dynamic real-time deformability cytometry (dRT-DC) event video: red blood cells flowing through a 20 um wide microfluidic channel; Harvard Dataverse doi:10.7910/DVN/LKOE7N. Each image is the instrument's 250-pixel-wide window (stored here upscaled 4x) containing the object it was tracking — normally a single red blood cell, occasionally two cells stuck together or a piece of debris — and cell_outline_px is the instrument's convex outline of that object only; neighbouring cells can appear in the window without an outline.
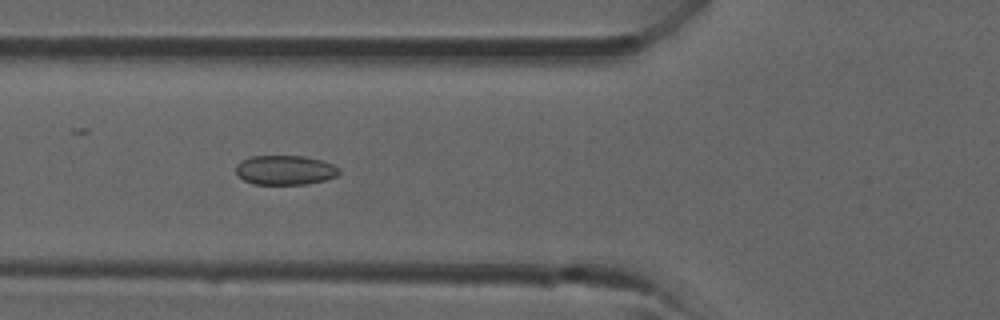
{"species": "common noctule bat (a hibernating species)", "species_latin": "Nyctalus noctula", "temperature_condition": "room temperature", "stored_images_in_passage": 30, "camera_frame_rate_fps": 3000, "um_per_image_px": 0.085, "animal": {"sex": "male", "forearm_length_mm": 52.5}, "frame": {"image": 1, "passage_image": 7, "time_ms": 2.0, "image_size_px": [1000, 320], "cell_outline_px": [[340, 172], [336, 176], [324, 180], [304, 184], [252, 184], [244, 180], [236, 172], [236, 164], [240, 160], [252, 156], [304, 156], [320, 160], [332, 164], [340, 168]], "centroid_in_image_um": [24.21, 14.45], "position_along_channel_um": 101.6, "area_um2": 17.69}}
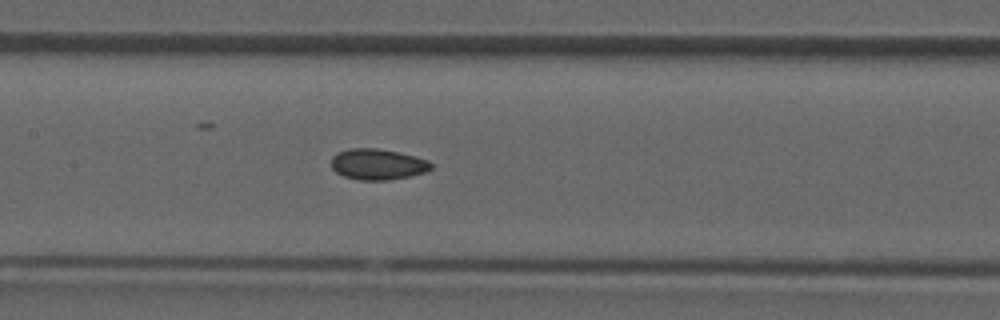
{"frame": {"image": 2, "passage_image": 11, "time_ms": 3.333, "image_size_px": [1000, 320], "cell_outline_px": [[432, 168], [424, 172], [408, 176], [388, 180], [360, 180], [344, 176], [336, 172], [332, 168], [332, 156], [336, 152], [348, 148], [376, 148], [416, 156], [428, 160], [432, 164]], "centroid_in_image_um": [32.08, 13.95], "position_along_channel_um": 175.3, "area_um2": 17.92}}
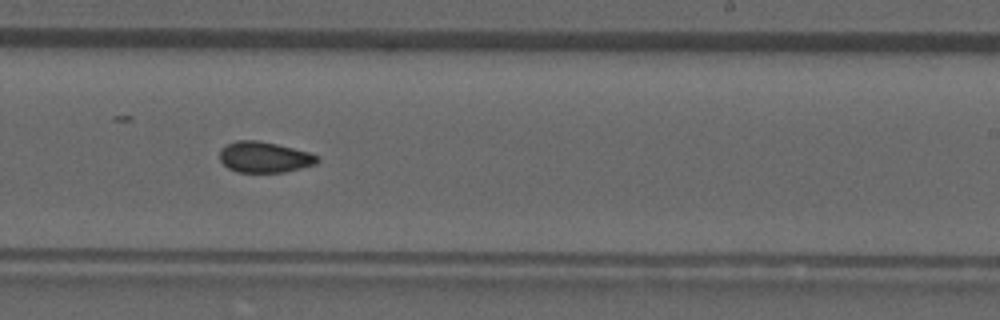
{"frame": {"image": 3, "passage_image": 16, "time_ms": 5.0, "image_size_px": [1000, 320], "cell_outline_px": [[320, 160], [316, 164], [284, 172], [236, 172], [228, 168], [220, 160], [220, 148], [236, 140], [256, 140], [276, 144], [308, 152], [316, 156]], "centroid_in_image_um": [22.44, 13.36], "position_along_channel_um": 266.6, "area_um2": 17.4}}